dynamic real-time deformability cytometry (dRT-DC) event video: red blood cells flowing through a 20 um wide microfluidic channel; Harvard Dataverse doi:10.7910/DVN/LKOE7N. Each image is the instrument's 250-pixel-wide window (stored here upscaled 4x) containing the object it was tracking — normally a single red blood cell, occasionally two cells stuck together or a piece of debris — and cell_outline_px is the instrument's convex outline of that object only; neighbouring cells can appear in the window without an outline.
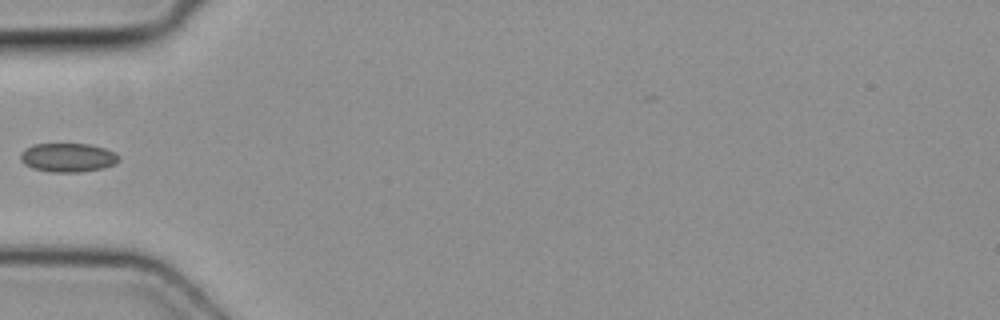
{"species": "common noctule bat (a hibernating species)", "species_latin": "Nyctalus noctula", "temperature_condition": "cold", "stored_images_in_passage": 6, "camera_frame_rate_fps": 3000, "um_per_image_px": 0.085, "animal": {"sex": "female", "body_mass_g": 19.3, "forearm_length_mm": 54.1}, "frame": {"image": 1, "passage_image": 6, "time_ms": 1.667, "image_size_px": [1000, 320], "cell_outline_px": [[120, 160], [116, 164], [104, 168], [80, 172], [52, 172], [32, 168], [24, 164], [20, 160], [20, 152], [32, 144], [88, 144], [104, 148], [116, 152], [120, 156]], "centroid_in_image_um": [5.79, 13.39], "position_along_channel_um": 79.2, "area_um2": 16.76}}